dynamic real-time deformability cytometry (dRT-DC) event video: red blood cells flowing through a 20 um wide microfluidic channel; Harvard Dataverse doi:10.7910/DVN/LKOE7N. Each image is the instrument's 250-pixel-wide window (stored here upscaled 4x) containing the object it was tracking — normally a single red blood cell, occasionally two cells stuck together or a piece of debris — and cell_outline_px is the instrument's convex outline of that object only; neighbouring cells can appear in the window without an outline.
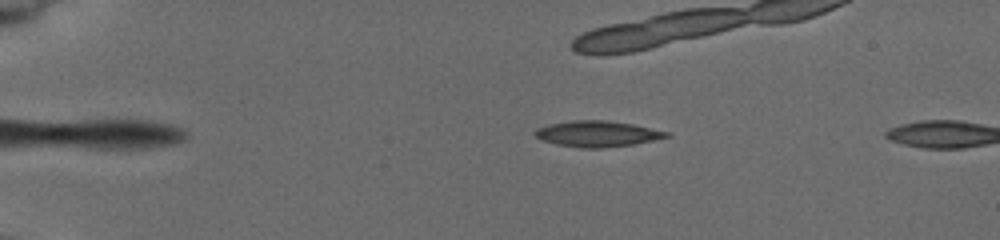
{"species": "common noctule bat (a hibernating species)", "species_latin": "Nyctalus noctula", "temperature_condition": "cold", "stored_images_in_passage": 4, "camera_frame_rate_fps": 3000, "um_per_image_px": 0.085, "animal": {"sex": "female", "body_mass_g": 19.5, "forearm_length_mm": 54.1}, "frame": {"image": 1, "passage_image": 3, "time_ms": 1.667, "image_size_px": [1000, 240], "cell_outline_px": [[672, 136], [632, 144], [604, 148], [580, 148], [556, 144], [544, 140], [536, 136], [532, 132], [536, 128], [548, 124], [572, 120], [608, 120], [632, 124], [668, 132]], "centroid_in_image_um": [50.73, 11.37], "position_along_channel_um": 34.3, "area_um2": 19.77}}